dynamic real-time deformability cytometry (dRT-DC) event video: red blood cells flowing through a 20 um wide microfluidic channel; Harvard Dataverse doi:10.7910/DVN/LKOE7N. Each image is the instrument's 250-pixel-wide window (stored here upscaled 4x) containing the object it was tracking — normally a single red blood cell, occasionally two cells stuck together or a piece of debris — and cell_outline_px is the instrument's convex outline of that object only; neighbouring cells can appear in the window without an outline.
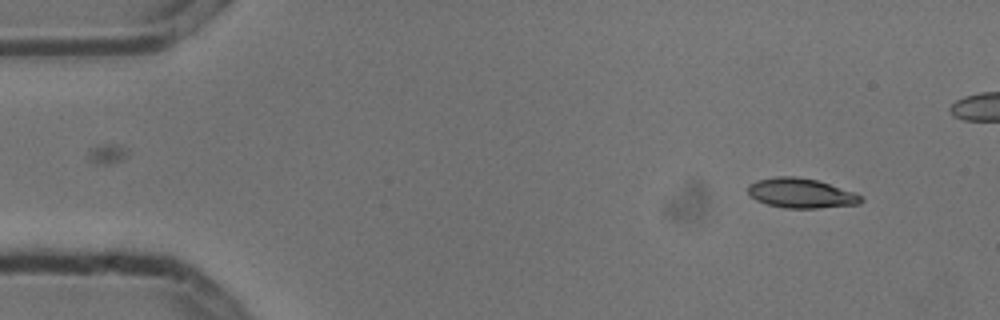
{"species": "common noctule bat (a hibernating species)", "species_latin": "Nyctalus noctula", "temperature_condition": "cold", "stored_images_in_passage": 3, "camera_frame_rate_fps": 3000, "um_per_image_px": 0.085, "animal": {"sex": "male", "body_mass_g": 13.3}, "frame": {"image": 1, "passage_image": 3, "time_ms": 0.667, "image_size_px": [1000, 320], "cell_outline_px": [[864, 200], [860, 204], [820, 208], [784, 208], [768, 204], [756, 200], [748, 192], [748, 184], [756, 180], [776, 176], [796, 176], [816, 180], [852, 192], [860, 196]], "centroid_in_image_um": [68.05, 16.42], "position_along_channel_um": 16.9, "area_um2": 19.42}}